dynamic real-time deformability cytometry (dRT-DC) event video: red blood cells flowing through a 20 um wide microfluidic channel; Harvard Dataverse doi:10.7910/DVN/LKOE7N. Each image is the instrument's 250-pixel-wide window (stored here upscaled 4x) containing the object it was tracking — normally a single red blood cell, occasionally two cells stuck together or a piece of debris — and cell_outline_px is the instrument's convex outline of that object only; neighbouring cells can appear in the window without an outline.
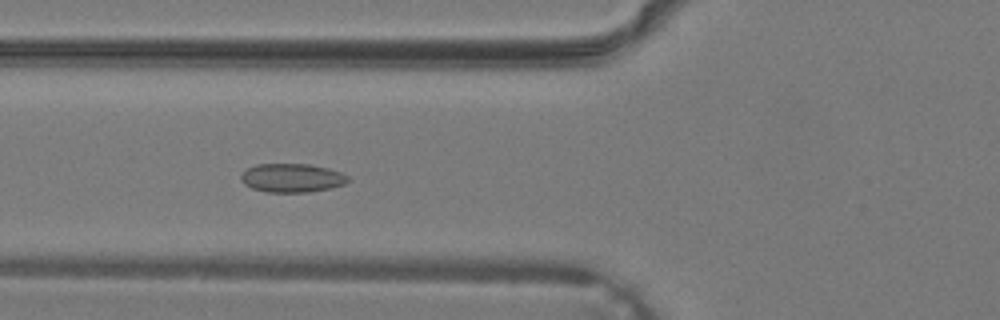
{"species": "common noctule bat (a hibernating species)", "species_latin": "Nyctalus noctula", "temperature_condition": "warm", "stored_images_in_passage": 27, "camera_frame_rate_fps": 3000, "um_per_image_px": 0.085, "animal": {"sex": "male", "body_mass_g": 19.2, "forearm_length_mm": 51.8}, "frame": {"image": 1, "passage_image": 3, "time_ms": 0.667, "image_size_px": [1000, 320], "cell_outline_px": [[348, 180], [344, 184], [328, 188], [308, 192], [268, 192], [252, 188], [244, 184], [240, 176], [248, 168], [256, 164], [308, 164], [328, 168], [340, 172], [348, 176]], "centroid_in_image_um": [24.8, 15.12], "position_along_channel_um": 101.0, "area_um2": 17.69}}
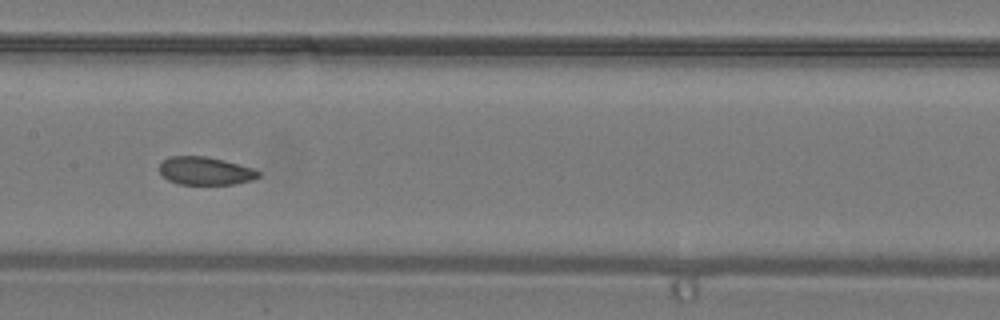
{"frame": {"image": 2, "passage_image": 8, "time_ms": 2.333, "image_size_px": [1000, 320], "cell_outline_px": [[260, 176], [252, 180], [236, 184], [176, 184], [168, 180], [160, 172], [160, 164], [168, 156], [204, 156], [224, 160], [252, 168], [260, 172]], "centroid_in_image_um": [17.45, 14.53], "position_along_channel_um": 190.0, "area_um2": 16.13}}
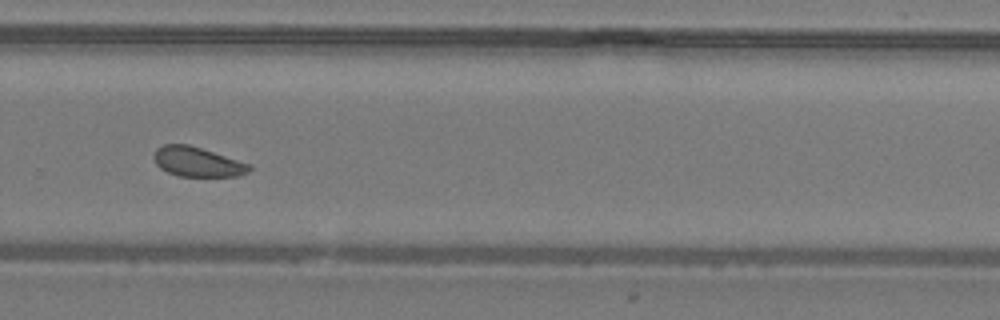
{"frame": {"image": 3, "passage_image": 15, "time_ms": 4.667, "image_size_px": [1000, 320], "cell_outline_px": [[252, 168], [248, 172], [236, 176], [176, 176], [160, 168], [156, 164], [152, 156], [156, 148], [164, 144], [188, 144], [252, 164]], "centroid_in_image_um": [16.76, 13.75], "position_along_channel_um": 313.0, "area_um2": 16.59}}